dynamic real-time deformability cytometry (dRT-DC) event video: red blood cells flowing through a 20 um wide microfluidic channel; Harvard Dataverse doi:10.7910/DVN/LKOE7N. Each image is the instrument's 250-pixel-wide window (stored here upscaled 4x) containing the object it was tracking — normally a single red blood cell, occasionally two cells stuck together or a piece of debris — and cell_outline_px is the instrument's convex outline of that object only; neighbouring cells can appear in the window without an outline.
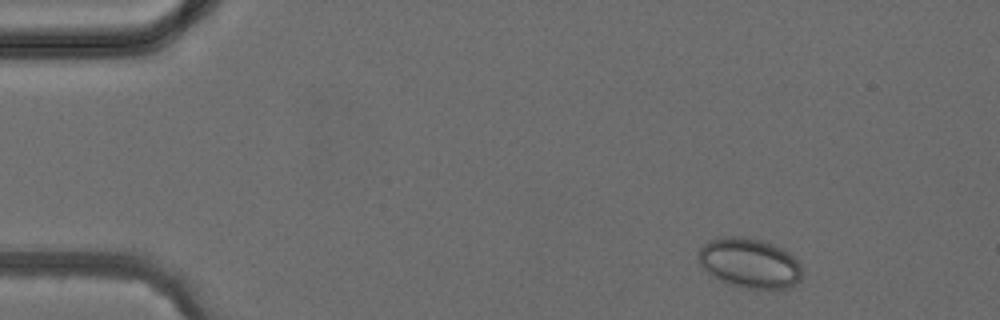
{"species": "common noctule bat (a hibernating species)", "species_latin": "Nyctalus noctula", "temperature_condition": "cold", "stored_images_in_passage": 3, "camera_frame_rate_fps": 3000, "um_per_image_px": 0.085, "animal": {"sex": "female", "body_mass_g": 24.6, "forearm_length_mm": 56.2}, "frame": {"image": 1, "passage_image": 1, "time_ms": 0.0, "image_size_px": [1000, 320], "cell_outline_px": [[800, 280], [796, 284], [788, 288], [744, 288], [728, 284], [712, 276], [700, 264], [696, 256], [700, 248], [708, 240], [720, 236], [744, 236], [764, 240], [784, 248], [800, 264]], "centroid_in_image_um": [63.68, 22.33], "position_along_channel_um": 21.3, "area_um2": 30.4}}